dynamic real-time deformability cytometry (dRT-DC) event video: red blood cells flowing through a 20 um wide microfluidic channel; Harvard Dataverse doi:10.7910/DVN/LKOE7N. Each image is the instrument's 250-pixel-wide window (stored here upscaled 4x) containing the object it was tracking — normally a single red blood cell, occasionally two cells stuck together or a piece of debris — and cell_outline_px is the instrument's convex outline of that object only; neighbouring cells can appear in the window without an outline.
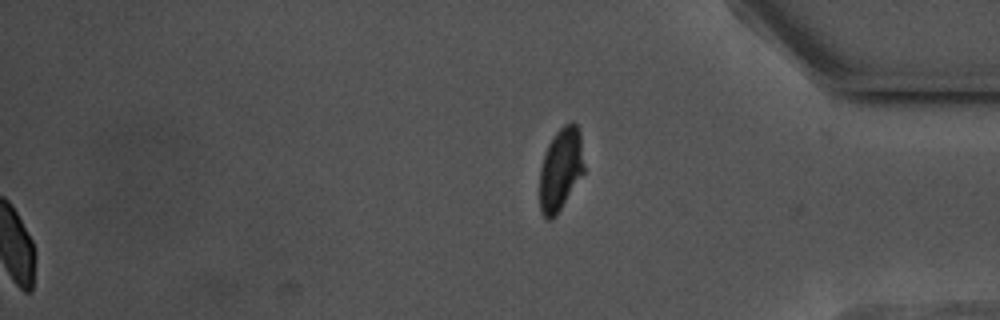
{"species": "common noctule bat (a hibernating species)", "species_latin": "Nyctalus noctula", "temperature_condition": "warm", "stored_images_in_passage": 43, "camera_frame_rate_fps": 3000, "um_per_image_px": 0.085, "animal": {"sex": "male", "body_mass_g": 17.5, "forearm_length_mm": 52.3}, "frame": {"image": 1, "passage_image": 43, "time_ms": 14.0, "image_size_px": [1000, 320], "cell_outline_px": [[584, 172], [556, 216], [552, 220], [548, 220], [540, 212], [540, 168], [544, 152], [552, 136], [564, 124], [572, 120], [576, 124], [580, 132], [584, 164]], "centroid_in_image_um": [47.65, 14.37], "position_along_channel_um": 387.6, "area_um2": 21.62}, "authors_computed_cell_mechanics": {"area_um2": 21.4438, "velocity_mm_per_s": 3.5333, "shape_relaxation_time_tau1_ms": 2.8371, "shape_relaxation_time_tau2_ms": 1.8898, "deformation_change_tau1": 0.0853, "deformation_change_tau2": 0.0501}}